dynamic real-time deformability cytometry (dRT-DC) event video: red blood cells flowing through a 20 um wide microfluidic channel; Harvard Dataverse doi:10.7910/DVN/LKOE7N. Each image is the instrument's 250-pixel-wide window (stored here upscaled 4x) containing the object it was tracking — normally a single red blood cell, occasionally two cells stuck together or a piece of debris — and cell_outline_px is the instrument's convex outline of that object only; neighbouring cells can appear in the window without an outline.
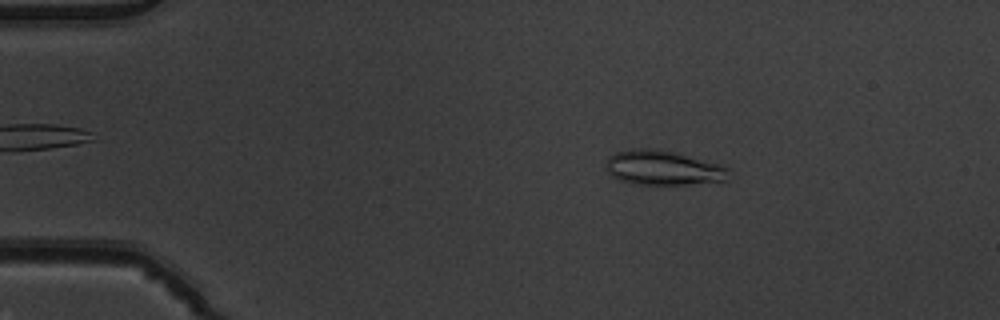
{"species": "common noctule bat (a hibernating species)", "species_latin": "Nyctalus noctula", "temperature_condition": "warm", "stored_images_in_passage": 52, "camera_frame_rate_fps": 3000, "um_per_image_px": 0.085, "animal": {"sex": "male", "body_mass_g": 19.5, "forearm_length_mm": 54.6}, "frame": {"image": 1, "passage_image": 9, "time_ms": 2.667, "image_size_px": [1000, 320], "cell_outline_px": [[728, 180], [688, 184], [640, 184], [620, 180], [612, 176], [604, 168], [604, 164], [608, 156], [616, 152], [636, 148], [660, 148], [716, 164], [728, 168]], "centroid_in_image_um": [56.28, 14.25], "position_along_channel_um": 28.7, "area_um2": 24.57}}
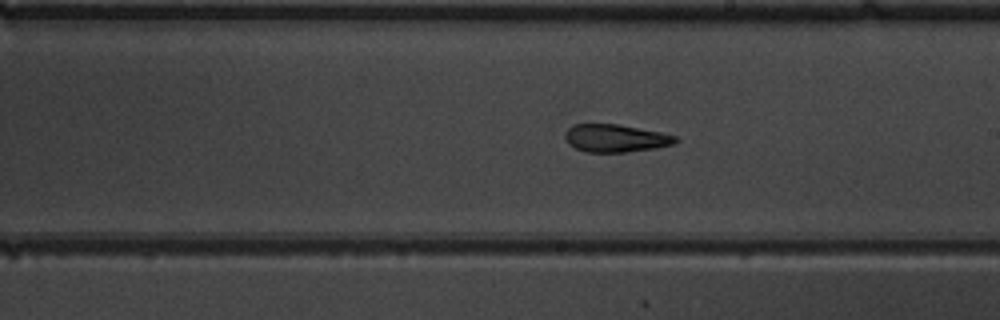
{"frame": {"image": 2, "passage_image": 30, "time_ms": 9.667, "image_size_px": [1000, 320], "cell_outline_px": [[680, 140], [676, 144], [656, 148], [624, 152], [588, 152], [576, 148], [568, 144], [564, 136], [564, 132], [572, 124], [620, 124], [660, 132], [676, 136]], "centroid_in_image_um": [52.33, 11.74], "position_along_channel_um": 236.7, "area_um2": 18.03}}
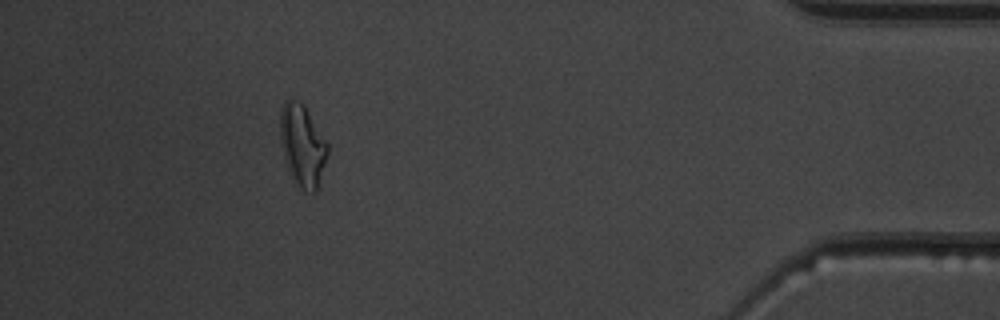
{"frame": {"image": 3, "passage_image": 47, "time_ms": 15.333, "image_size_px": [1000, 320], "cell_outline_px": [[328, 152], [316, 192], [304, 192], [300, 188], [288, 168], [284, 156], [280, 140], [280, 108], [284, 100], [300, 100], [304, 104], [328, 144]], "centroid_in_image_um": [25.7, 12.32], "position_along_channel_um": 409.5, "area_um2": 22.43}, "authors_computed_cell_mechanics": {"area_um2": 20.0566, "velocity_mm_per_s": 3.9324, "shape_relaxation_time_tau1_ms": null, "shape_relaxation_time_tau2_ms": 1.7091, "deformation_change_tau1": null, "deformation_change_tau2": 0.0977}}